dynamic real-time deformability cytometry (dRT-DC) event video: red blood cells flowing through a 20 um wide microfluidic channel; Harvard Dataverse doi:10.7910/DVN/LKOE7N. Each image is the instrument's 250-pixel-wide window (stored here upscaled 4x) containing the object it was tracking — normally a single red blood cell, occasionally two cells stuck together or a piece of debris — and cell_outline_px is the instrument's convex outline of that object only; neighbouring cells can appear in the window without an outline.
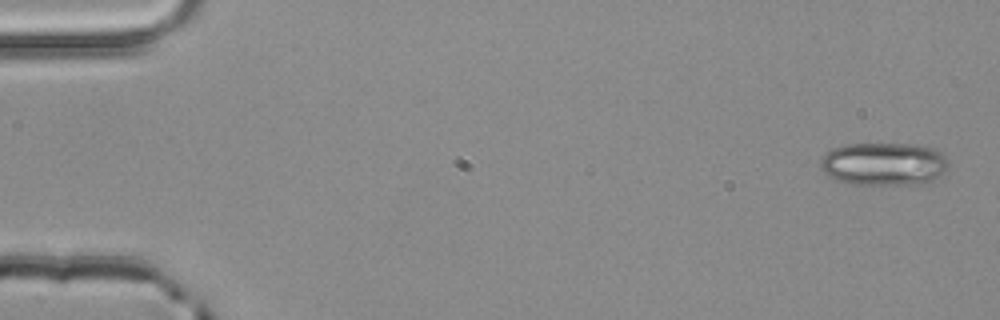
{"species": "common noctule bat (a hibernating species)", "species_latin": "Nyctalus noctula", "temperature_condition": "room temperature", "stored_images_in_passage": 4, "camera_frame_rate_fps": 3000, "um_per_image_px": 0.085, "animal": {"sex": "male", "body_mass_g": 20.4}, "frame": {"image": 1, "passage_image": 1, "time_ms": 0.0, "image_size_px": [1000, 320], "cell_outline_px": [[948, 168], [940, 176], [932, 180], [920, 184], [852, 184], [836, 180], [824, 172], [820, 168], [820, 160], [832, 148], [848, 144], [916, 144], [936, 148], [948, 160]], "centroid_in_image_um": [75.15, 13.93], "position_along_channel_um": 9.9, "area_um2": 32.19}}